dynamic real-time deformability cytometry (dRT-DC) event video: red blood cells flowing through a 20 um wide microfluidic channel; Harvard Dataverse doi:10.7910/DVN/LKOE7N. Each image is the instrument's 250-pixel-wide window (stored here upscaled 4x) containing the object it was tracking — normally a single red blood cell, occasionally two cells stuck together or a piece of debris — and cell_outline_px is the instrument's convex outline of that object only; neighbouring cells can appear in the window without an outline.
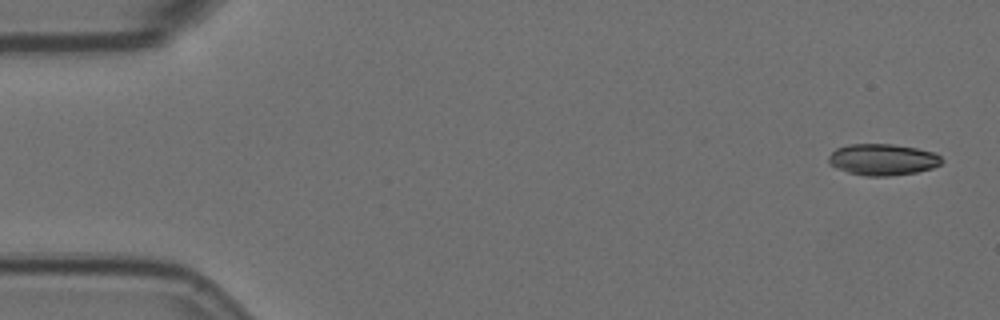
{"species": "Egyptian fruit bat (a non-hibernating species)", "species_latin": "Rousettus aegyptiacus", "temperature_condition": "room temperature", "stored_images_in_passage": 4, "camera_frame_rate_fps": 3000, "um_per_image_px": 0.085, "animal": {"sex": "female"}, "frame": {"image": 1, "passage_image": 1, "time_ms": 0.0, "image_size_px": [1000, 320], "cell_outline_px": [[944, 160], [940, 164], [932, 168], [916, 172], [888, 176], [864, 176], [848, 172], [836, 168], [828, 164], [828, 156], [836, 148], [848, 144], [892, 144], [916, 148], [936, 152]], "centroid_in_image_um": [75.01, 13.56], "position_along_channel_um": 10.0, "area_um2": 20.87}}
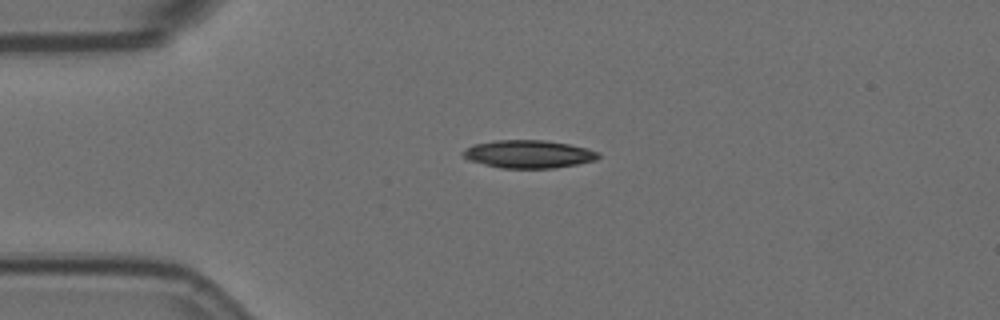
{"frame": {"image": 2, "passage_image": 4, "time_ms": 1.0, "image_size_px": [1000, 320], "cell_outline_px": [[600, 156], [596, 160], [576, 164], [552, 168], [500, 168], [468, 160], [460, 156], [460, 152], [464, 148], [472, 144], [496, 140], [544, 140], [568, 144], [588, 148], [600, 152]], "centroid_in_image_um": [44.87, 13.09], "position_along_channel_um": 40.1, "area_um2": 22.25}}